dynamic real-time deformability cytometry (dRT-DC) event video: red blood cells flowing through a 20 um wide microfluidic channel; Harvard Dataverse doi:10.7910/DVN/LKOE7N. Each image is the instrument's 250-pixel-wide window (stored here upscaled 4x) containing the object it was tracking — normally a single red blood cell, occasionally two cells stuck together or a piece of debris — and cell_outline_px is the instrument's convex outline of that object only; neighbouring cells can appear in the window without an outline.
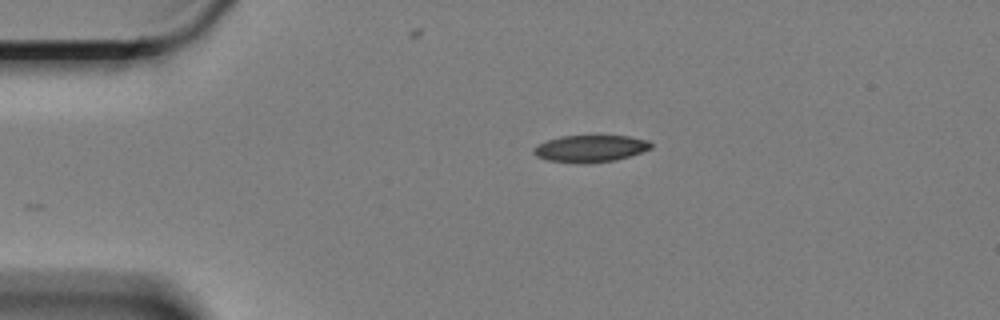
{"species": "Egyptian fruit bat (a non-hibernating species)", "species_latin": "Rousettus aegyptiacus", "temperature_condition": "cold", "stored_images_in_passage": 44, "camera_frame_rate_fps": 3000, "um_per_image_px": 0.085, "animal": {"sex": "female"}, "frame": {"image": 1, "passage_image": 1, "time_ms": 0.0, "image_size_px": [1000, 320], "cell_outline_px": [[652, 148], [616, 160], [588, 164], [580, 164], [548, 160], [536, 156], [532, 152], [532, 148], [548, 140], [560, 136], [628, 136], [648, 140], [652, 144]], "centroid_in_image_um": [50.16, 12.64], "position_along_channel_um": 34.8, "area_um2": 18.44}}
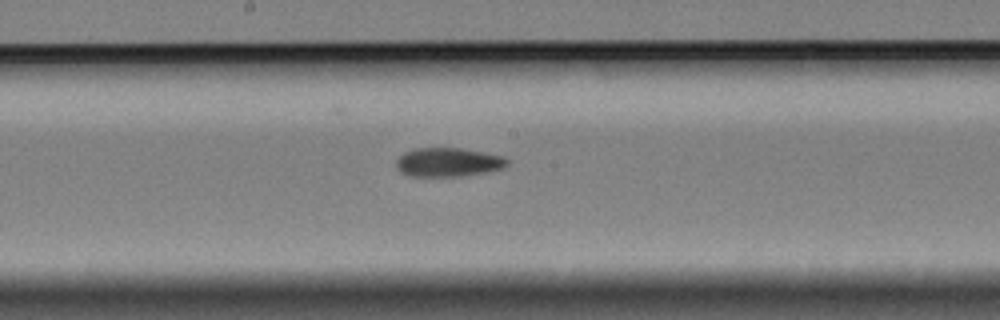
{"frame": {"image": 2, "passage_image": 20, "time_ms": 6.333, "image_size_px": [1000, 320], "cell_outline_px": [[508, 164], [504, 168], [484, 172], [460, 176], [408, 176], [400, 172], [396, 168], [396, 160], [404, 152], [412, 148], [460, 148], [484, 152], [504, 156], [508, 160]], "centroid_in_image_um": [38.07, 13.78], "position_along_channel_um": 210.1, "area_um2": 18.79}}
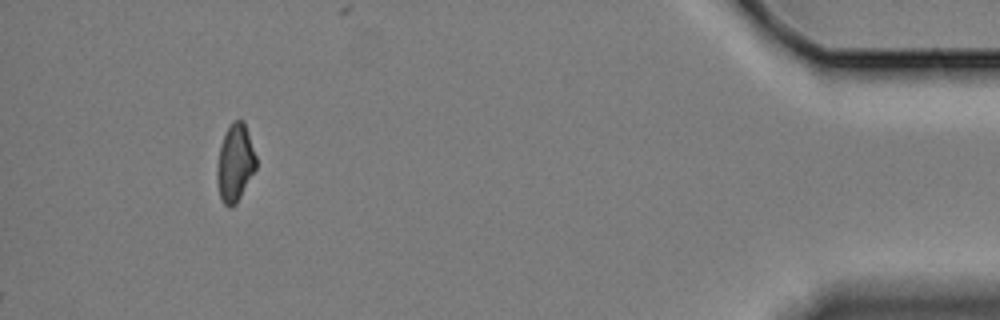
{"frame": {"image": 3, "passage_image": 44, "time_ms": 14.333, "image_size_px": [1000, 320], "cell_outline_px": [[256, 168], [236, 204], [228, 208], [224, 204], [220, 196], [216, 176], [216, 164], [220, 144], [232, 120], [244, 120], [256, 156]], "centroid_in_image_um": [19.97, 13.84], "position_along_channel_um": 415.2, "area_um2": 17.63}, "authors_computed_cell_mechanics": {"area_um2": 18.6694, "velocity_mm_per_s": 3.3533, "shape_relaxation_time_tau1_ms": null, "shape_relaxation_time_tau2_ms": 5.221, "deformation_change_tau1": null, "deformation_change_tau2": 0.1045}}